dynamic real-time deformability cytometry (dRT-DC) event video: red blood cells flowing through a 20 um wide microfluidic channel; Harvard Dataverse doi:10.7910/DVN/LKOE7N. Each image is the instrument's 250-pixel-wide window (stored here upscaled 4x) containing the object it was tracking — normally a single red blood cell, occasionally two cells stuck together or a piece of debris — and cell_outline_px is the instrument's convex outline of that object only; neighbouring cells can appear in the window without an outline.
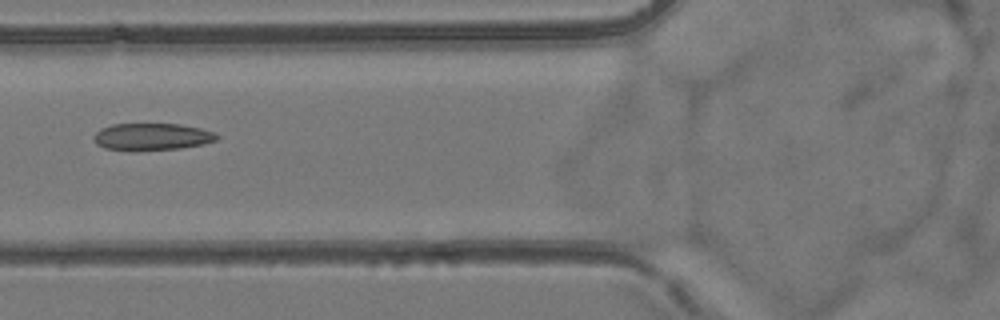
{"species": "common noctule bat (a hibernating species)", "species_latin": "Nyctalus noctula", "temperature_condition": "room temperature", "stored_images_in_passage": 19, "camera_frame_rate_fps": 3000, "um_per_image_px": 0.085, "animal": {"sex": "female", "body_mass_g": 24.6, "forearm_length_mm": 56.2}, "frame": {"image": 1, "passage_image": 4, "time_ms": 1.0, "image_size_px": [1000, 320], "cell_outline_px": [[220, 136], [216, 140], [204, 144], [180, 148], [136, 152], [128, 152], [104, 148], [96, 144], [92, 136], [100, 128], [112, 124], [180, 124], [200, 128], [212, 132]], "centroid_in_image_um": [12.85, 11.65], "position_along_channel_um": 112.9, "area_um2": 19.88}}
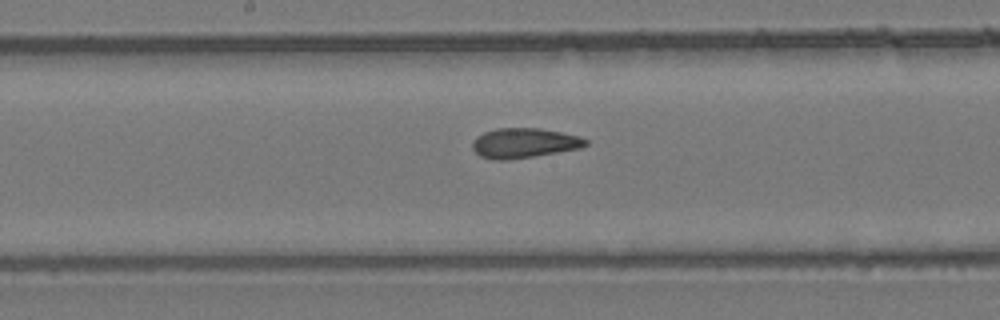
{"frame": {"image": 2, "passage_image": 11, "time_ms": 3.333, "image_size_px": [1000, 320], "cell_outline_px": [[588, 144], [580, 148], [532, 156], [504, 160], [492, 160], [480, 156], [472, 148], [472, 140], [476, 136], [484, 132], [496, 128], [540, 128], [580, 136], [588, 140]], "centroid_in_image_um": [44.52, 12.15], "position_along_channel_um": 203.7, "area_um2": 19.65}}
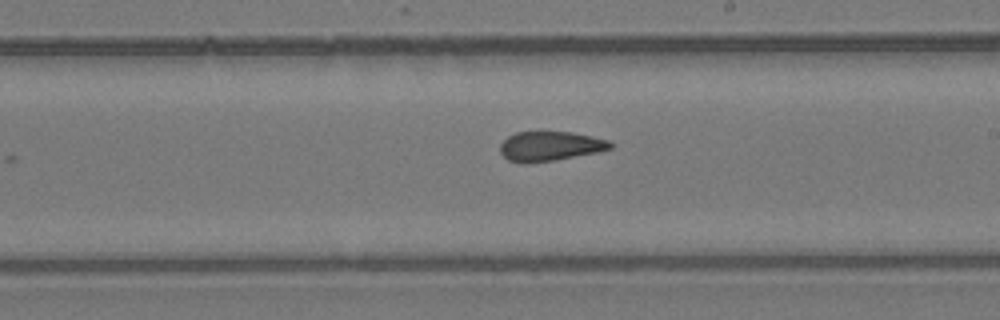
{"frame": {"image": 3, "passage_image": 14, "time_ms": 4.333, "image_size_px": [1000, 320], "cell_outline_px": [[612, 148], [596, 152], [556, 160], [524, 164], [508, 160], [500, 152], [500, 144], [508, 136], [516, 132], [540, 128], [572, 132], [592, 136], [608, 140], [612, 144]], "centroid_in_image_um": [46.7, 12.38], "position_along_channel_um": 242.3, "area_um2": 19.77}}